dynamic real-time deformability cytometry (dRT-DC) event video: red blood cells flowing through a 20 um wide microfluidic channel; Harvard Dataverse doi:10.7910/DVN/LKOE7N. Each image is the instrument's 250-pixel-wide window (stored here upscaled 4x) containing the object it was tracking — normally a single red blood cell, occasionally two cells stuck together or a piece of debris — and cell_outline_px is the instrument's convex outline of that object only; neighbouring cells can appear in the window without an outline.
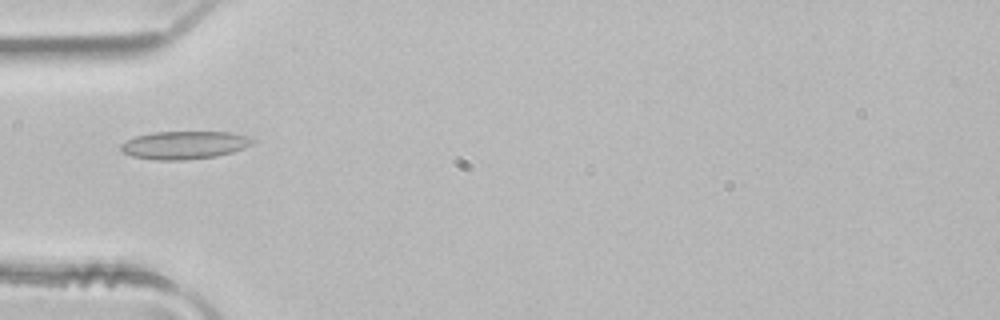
{"species": "common noctule bat (a hibernating species)", "species_latin": "Nyctalus noctula", "temperature_condition": "room temperature", "stored_images_in_passage": 4, "camera_frame_rate_fps": 3000, "um_per_image_px": 0.085, "animal": {"sex": "male", "body_mass_g": 21.5, "forearm_length_mm": 52.0}, "frame": {"image": 1, "passage_image": 4, "time_ms": 1.0, "image_size_px": [1000, 320], "cell_outline_px": [[256, 140], [252, 144], [244, 148], [232, 152], [216, 156], [184, 160], [156, 160], [132, 156], [124, 152], [120, 148], [120, 144], [136, 136], [152, 132], [232, 132], [252, 136]], "centroid_in_image_um": [15.73, 12.32], "position_along_channel_um": 69.3, "area_um2": 21.56}}